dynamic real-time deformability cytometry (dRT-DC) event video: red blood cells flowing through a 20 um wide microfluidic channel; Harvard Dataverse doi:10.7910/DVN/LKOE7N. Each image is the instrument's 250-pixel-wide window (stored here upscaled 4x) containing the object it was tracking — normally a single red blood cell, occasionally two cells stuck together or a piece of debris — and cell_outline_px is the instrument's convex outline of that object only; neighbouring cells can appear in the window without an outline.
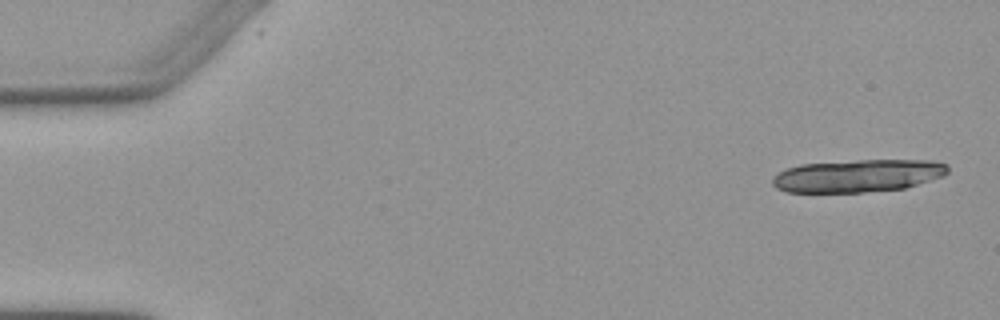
{"species": "Egyptian fruit bat (a non-hibernating species)", "species_latin": "Rousettus aegyptiacus", "temperature_condition": "warm", "stored_images_in_passage": 4, "camera_frame_rate_fps": 3000, "um_per_image_px": 0.085, "animal": {"sex": "female"}, "frame": {"image": 1, "passage_image": 1, "time_ms": 0.0, "image_size_px": [1000, 320], "cell_outline_px": [[948, 172], [944, 176], [904, 188], [864, 192], [784, 192], [776, 188], [772, 184], [772, 176], [788, 168], [800, 164], [856, 160], [932, 160], [948, 164]], "centroid_in_image_um": [72.91, 14.93], "position_along_channel_um": 12.1, "area_um2": 33.47}}